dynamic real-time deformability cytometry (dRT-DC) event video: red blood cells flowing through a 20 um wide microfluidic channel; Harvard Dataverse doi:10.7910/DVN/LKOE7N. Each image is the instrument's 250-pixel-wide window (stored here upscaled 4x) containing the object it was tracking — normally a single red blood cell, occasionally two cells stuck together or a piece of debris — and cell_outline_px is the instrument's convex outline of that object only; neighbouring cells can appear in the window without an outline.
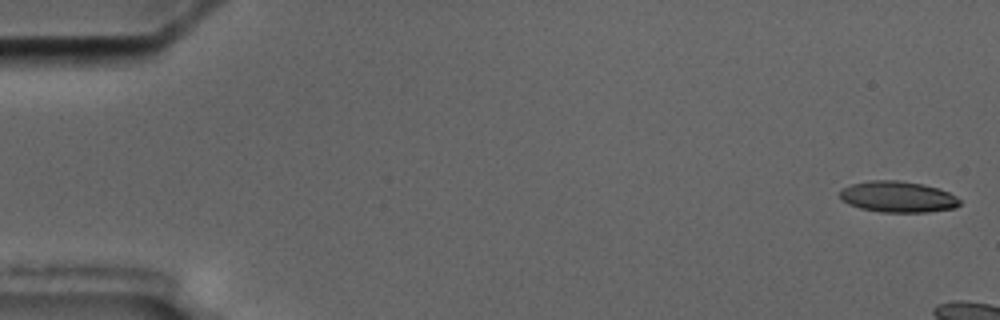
{"species": "common noctule bat (a hibernating species)", "species_latin": "Nyctalus noctula", "temperature_condition": "cold", "stored_images_in_passage": 9, "camera_frame_rate_fps": 3000, "um_per_image_px": 0.085, "animal": {"sex": "male", "body_mass_g": 17.5, "forearm_length_mm": 52.3}, "frame": {"image": 1, "passage_image": 1, "time_ms": 0.0, "image_size_px": [1000, 320], "cell_outline_px": [[960, 204], [956, 208], [928, 212], [880, 212], [860, 208], [848, 204], [840, 196], [840, 192], [844, 188], [852, 184], [872, 180], [896, 180], [924, 184], [948, 192], [956, 196], [960, 200]], "centroid_in_image_um": [76.34, 16.73], "position_along_channel_um": 8.7, "area_um2": 21.62}}
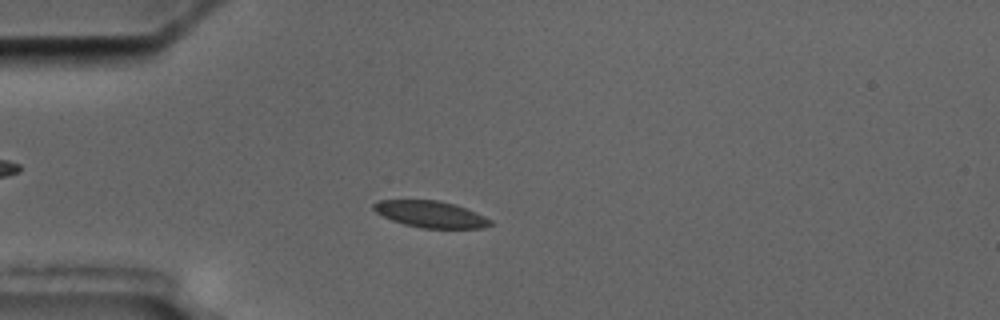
{"frame": {"image": 2, "passage_image": 6, "time_ms": 6.333, "image_size_px": [1000, 320], "cell_outline_px": [[492, 224], [484, 228], [420, 228], [404, 224], [392, 220], [376, 212], [372, 208], [372, 204], [376, 200], [440, 200], [456, 204], [476, 212], [492, 220]], "centroid_in_image_um": [36.6, 18.2], "position_along_channel_um": 48.4, "area_um2": 18.21}}
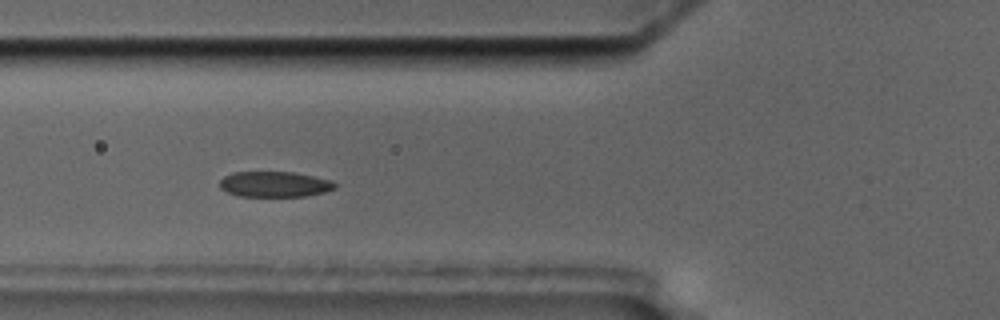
{"frame": {"image": 3, "passage_image": 8, "time_ms": 8.333, "image_size_px": [1000, 320], "cell_outline_px": [[336, 188], [324, 192], [304, 196], [240, 196], [228, 192], [220, 188], [220, 180], [224, 176], [232, 172], [292, 172], [332, 180], [336, 184]], "centroid_in_image_um": [23.33, 15.65], "position_along_channel_um": 102.5, "area_um2": 17.05}}